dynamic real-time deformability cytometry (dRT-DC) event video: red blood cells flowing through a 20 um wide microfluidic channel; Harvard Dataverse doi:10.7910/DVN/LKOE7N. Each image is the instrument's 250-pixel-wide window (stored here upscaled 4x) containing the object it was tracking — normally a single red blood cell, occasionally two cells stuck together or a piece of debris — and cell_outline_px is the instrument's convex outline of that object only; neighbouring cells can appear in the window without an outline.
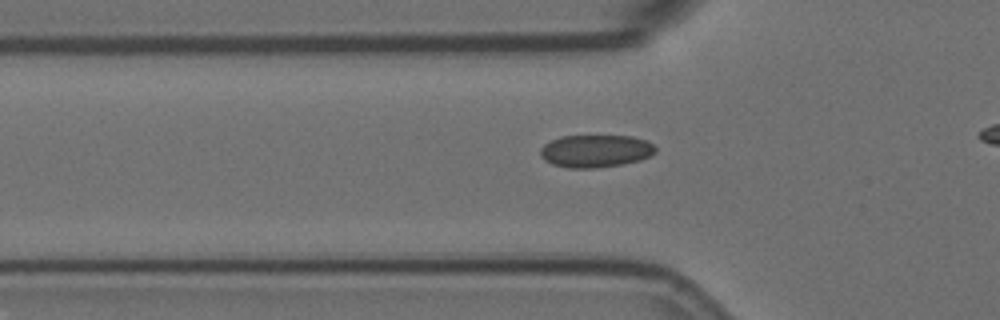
{"species": "Egyptian fruit bat (a non-hibernating species)", "species_latin": "Rousettus aegyptiacus", "temperature_condition": "room temperature", "stored_images_in_passage": 45, "camera_frame_rate_fps": 3000, "um_per_image_px": 0.085, "animal": {"sex": "female"}, "frame": {"image": 1, "passage_image": 17, "time_ms": 5.333, "image_size_px": [1000, 320], "cell_outline_px": [[656, 152], [640, 160], [624, 164], [596, 168], [568, 168], [552, 164], [544, 160], [540, 156], [540, 148], [544, 144], [560, 136], [632, 136], [648, 140], [656, 148]], "centroid_in_image_um": [50.62, 12.84], "position_along_channel_um": 75.2, "area_um2": 22.02}}
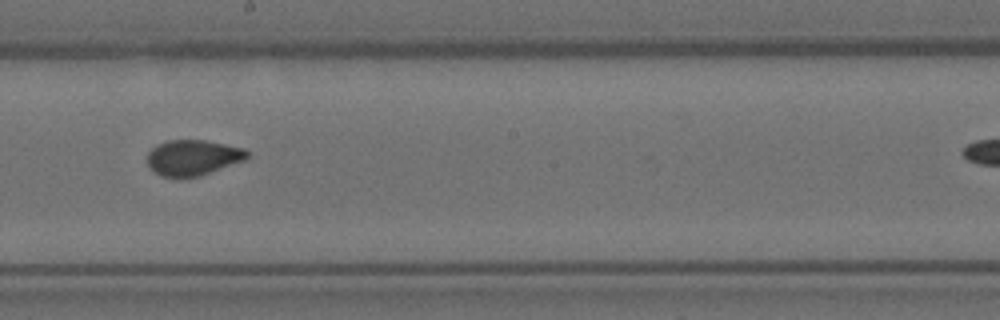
{"frame": {"image": 2, "passage_image": 30, "time_ms": 9.667, "image_size_px": [1000, 320], "cell_outline_px": [[248, 156], [244, 160], [200, 176], [180, 180], [160, 176], [148, 164], [148, 152], [156, 144], [168, 140], [204, 140], [244, 148], [248, 152]], "centroid_in_image_um": [16.36, 13.42], "position_along_channel_um": 231.8, "area_um2": 20.92}}
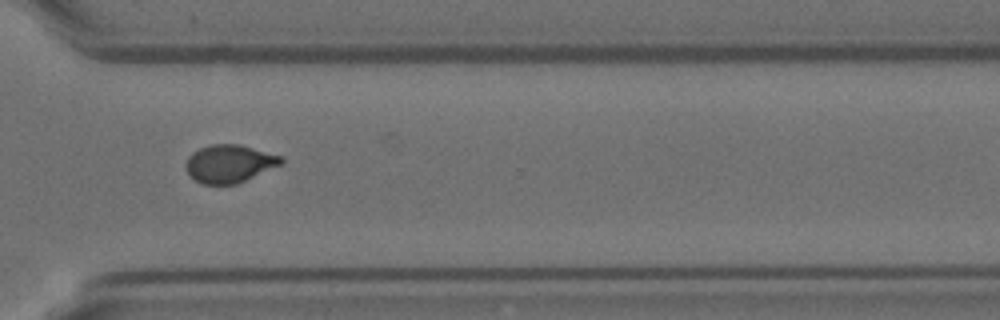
{"frame": {"image": 3, "passage_image": 40, "time_ms": 13.0, "image_size_px": [1000, 320], "cell_outline_px": [[284, 164], [236, 184], [200, 184], [184, 168], [184, 164], [188, 156], [192, 152], [200, 148], [212, 144], [240, 144], [284, 156]], "centroid_in_image_um": [19.53, 13.9], "position_along_channel_um": 351.1, "area_um2": 21.33}}